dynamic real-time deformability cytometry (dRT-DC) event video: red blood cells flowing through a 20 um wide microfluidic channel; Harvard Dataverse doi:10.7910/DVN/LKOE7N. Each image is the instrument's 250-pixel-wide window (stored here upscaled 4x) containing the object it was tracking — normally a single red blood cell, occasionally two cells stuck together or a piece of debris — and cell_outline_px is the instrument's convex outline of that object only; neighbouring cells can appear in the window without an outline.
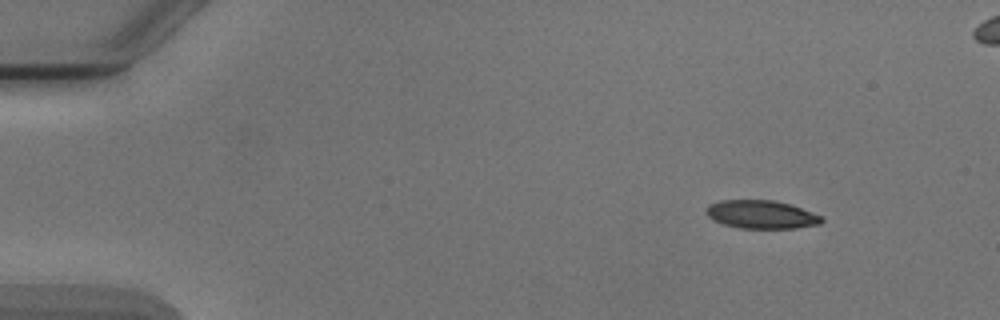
{"species": "Egyptian fruit bat (a non-hibernating species)", "species_latin": "Rousettus aegyptiacus", "temperature_condition": "cold", "stored_images_in_passage": 5, "camera_frame_rate_fps": 3000, "um_per_image_px": 0.085, "animal": {"sex": "male"}, "frame": {"image": 1, "passage_image": 1, "time_ms": 0.0, "image_size_px": [1000, 320], "cell_outline_px": [[824, 220], [820, 224], [796, 228], [740, 228], [724, 224], [712, 220], [704, 212], [708, 204], [720, 200], [772, 200], [792, 204], [824, 216]], "centroid_in_image_um": [64.73, 18.22], "position_along_channel_um": 20.3, "area_um2": 19.31}}